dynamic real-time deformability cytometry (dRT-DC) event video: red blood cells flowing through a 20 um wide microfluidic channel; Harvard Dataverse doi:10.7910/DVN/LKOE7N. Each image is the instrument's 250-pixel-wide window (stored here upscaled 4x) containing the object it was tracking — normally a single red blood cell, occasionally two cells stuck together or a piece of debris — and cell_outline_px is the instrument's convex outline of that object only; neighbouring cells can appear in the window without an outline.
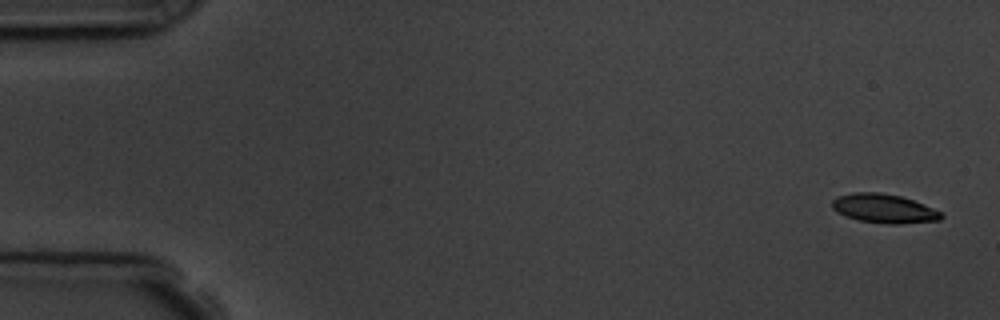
{"species": "common noctule bat (a hibernating species)", "species_latin": "Nyctalus noctula", "temperature_condition": "room temperature", "stored_images_in_passage": 5, "camera_frame_rate_fps": 3000, "um_per_image_px": 0.085, "animal": {"sex": "male", "body_mass_g": 19.5, "forearm_length_mm": 54.6}, "frame": {"image": 1, "passage_image": 1, "time_ms": 0.0, "image_size_px": [1000, 320], "cell_outline_px": [[944, 216], [940, 220], [900, 224], [888, 224], [860, 220], [844, 216], [836, 212], [832, 208], [832, 200], [836, 196], [852, 192], [880, 192], [900, 196], [912, 200], [932, 208], [940, 212]], "centroid_in_image_um": [75.09, 17.72], "position_along_channel_um": 9.9, "area_um2": 18.44}}
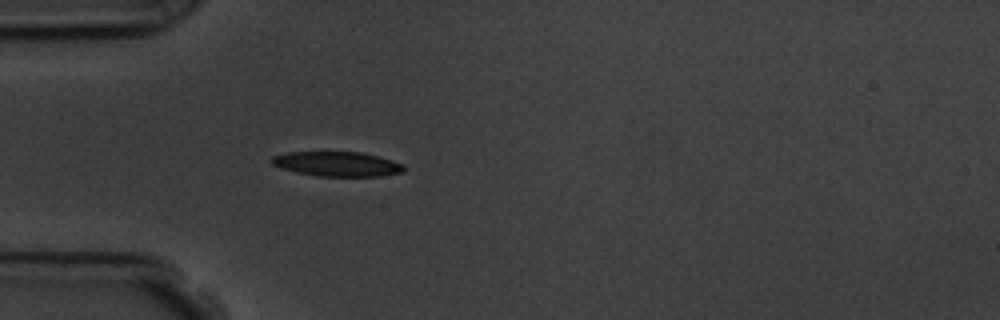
{"frame": {"image": 2, "passage_image": 5, "time_ms": 4.667, "image_size_px": [1000, 320], "cell_outline_px": [[404, 172], [380, 176], [316, 176], [296, 172], [272, 164], [268, 160], [272, 156], [288, 152], [364, 152], [392, 160], [404, 164]], "centroid_in_image_um": [28.67, 13.93], "position_along_channel_um": 56.3, "area_um2": 19.07}}